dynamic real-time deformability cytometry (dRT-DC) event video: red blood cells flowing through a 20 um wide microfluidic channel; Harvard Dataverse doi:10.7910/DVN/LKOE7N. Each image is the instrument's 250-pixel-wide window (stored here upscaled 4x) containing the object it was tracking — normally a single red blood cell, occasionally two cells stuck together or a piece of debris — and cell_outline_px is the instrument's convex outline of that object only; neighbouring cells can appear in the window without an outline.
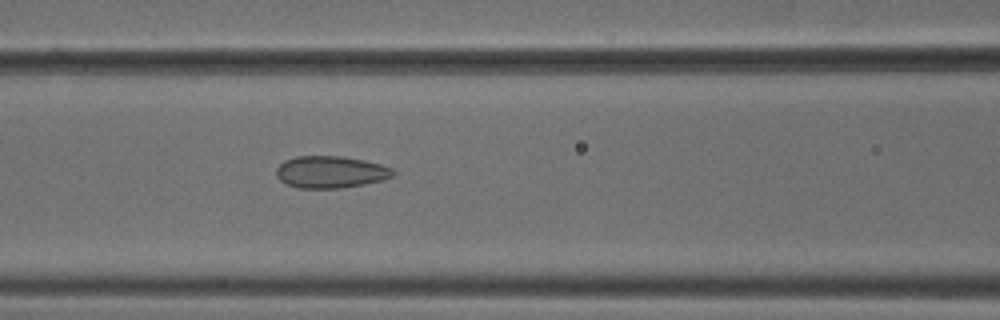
{"species": "common noctule bat (a hibernating species)", "species_latin": "Nyctalus noctula", "temperature_condition": "cold", "stored_images_in_passage": 41, "camera_frame_rate_fps": 3000, "um_per_image_px": 0.085, "animal": {"sex": "male", "body_mass_g": 18.8}, "frame": {"image": 1, "passage_image": 11, "time_ms": 3.333, "image_size_px": [1000, 320], "cell_outline_px": [[396, 172], [392, 176], [384, 180], [364, 184], [340, 188], [300, 188], [288, 184], [280, 180], [276, 176], [276, 168], [284, 160], [296, 156], [344, 156], [364, 160], [380, 164], [392, 168]], "centroid_in_image_um": [28.11, 14.61], "position_along_channel_um": 138.5, "area_um2": 21.85}}
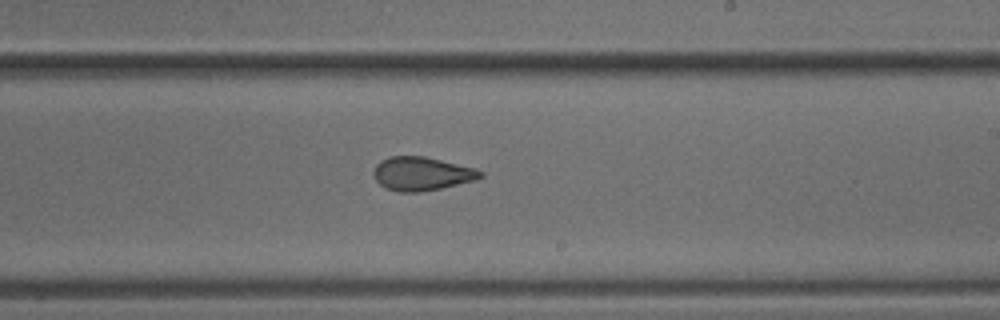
{"frame": {"image": 2, "passage_image": 20, "time_ms": 6.333, "image_size_px": [1000, 320], "cell_outline_px": [[484, 176], [476, 180], [440, 188], [420, 192], [400, 192], [384, 188], [376, 180], [372, 172], [376, 164], [380, 160], [388, 156], [424, 156], [476, 168], [484, 172]], "centroid_in_image_um": [35.84, 14.76], "position_along_channel_um": 253.2, "area_um2": 21.1}}
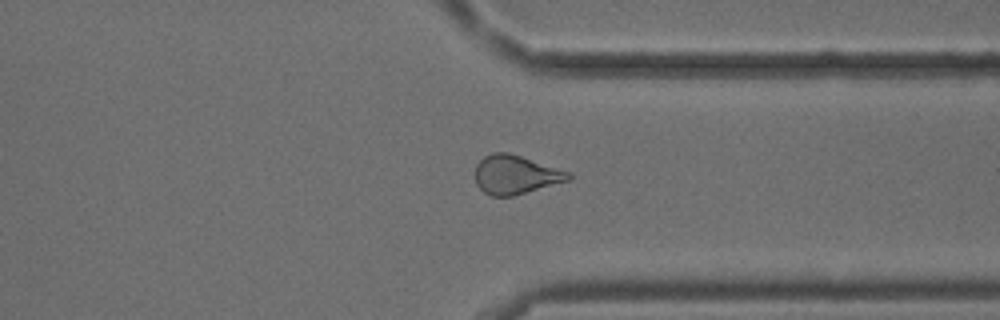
{"frame": {"image": 3, "passage_image": 29, "time_ms": 9.333, "image_size_px": [1000, 320], "cell_outline_px": [[572, 180], [512, 196], [492, 196], [484, 192], [476, 184], [476, 164], [484, 156], [492, 152], [508, 152], [572, 172]], "centroid_in_image_um": [43.86, 14.84], "position_along_channel_um": 367.5, "area_um2": 21.27}, "authors_computed_cell_mechanics": {"area_um2": 21.386, "velocity_mm_per_s": 3.819, "shape_relaxation_time_tau1_ms": null, "shape_relaxation_time_tau2_ms": 1.393, "deformation_change_tau1": null, "deformation_change_tau2": 0.0741}}